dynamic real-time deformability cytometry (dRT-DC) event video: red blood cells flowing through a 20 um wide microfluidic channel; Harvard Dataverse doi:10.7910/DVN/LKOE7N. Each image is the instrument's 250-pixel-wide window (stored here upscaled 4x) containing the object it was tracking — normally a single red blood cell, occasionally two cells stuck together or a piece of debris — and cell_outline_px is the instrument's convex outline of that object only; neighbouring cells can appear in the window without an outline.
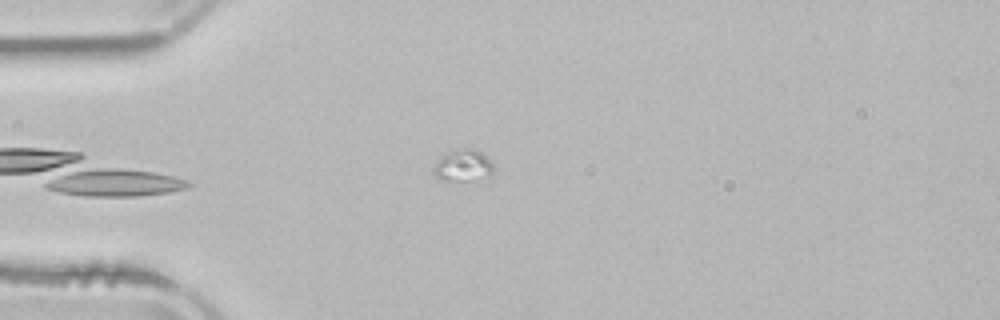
{"species": "common noctule bat (a hibernating species)", "species_latin": "Nyctalus noctula", "temperature_condition": "room temperature", "stored_images_in_passage": 4, "camera_frame_rate_fps": 3000, "um_per_image_px": 0.085, "animal": {"sex": "male", "body_mass_g": 21.5, "forearm_length_mm": 52.0}, "frame": {"image": 1, "passage_image": 4, "time_ms": 3.667, "image_size_px": [1000, 320], "cell_outline_px": [[492, 172], [472, 180], [440, 180], [432, 172], [432, 168], [440, 156], [444, 152], [456, 148], [472, 148], [480, 152], [492, 164]], "centroid_in_image_um": [39.24, 14.03], "position_along_channel_um": 45.8, "area_um2": 10.92}}